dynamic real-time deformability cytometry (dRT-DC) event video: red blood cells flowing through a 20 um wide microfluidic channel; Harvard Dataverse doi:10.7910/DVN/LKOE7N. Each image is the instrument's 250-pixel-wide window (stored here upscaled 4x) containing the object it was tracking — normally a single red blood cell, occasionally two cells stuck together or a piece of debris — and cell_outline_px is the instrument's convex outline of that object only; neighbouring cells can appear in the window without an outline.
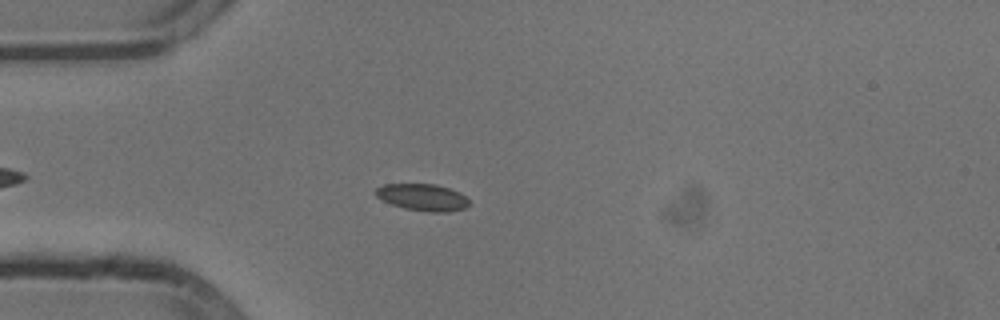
{"species": "common noctule bat (a hibernating species)", "species_latin": "Nyctalus noctula", "temperature_condition": "cold", "stored_images_in_passage": 43, "camera_frame_rate_fps": 3000, "um_per_image_px": 0.085, "animal": {"sex": "male", "body_mass_g": 13.3}, "frame": {"image": 1, "passage_image": 10, "time_ms": 3.0, "image_size_px": [1000, 320], "cell_outline_px": [[468, 204], [464, 208], [448, 212], [428, 212], [404, 208], [392, 204], [376, 196], [372, 192], [376, 188], [384, 184], [436, 184], [460, 192], [468, 200]], "centroid_in_image_um": [35.89, 16.76], "position_along_channel_um": 49.1, "area_um2": 14.57}}
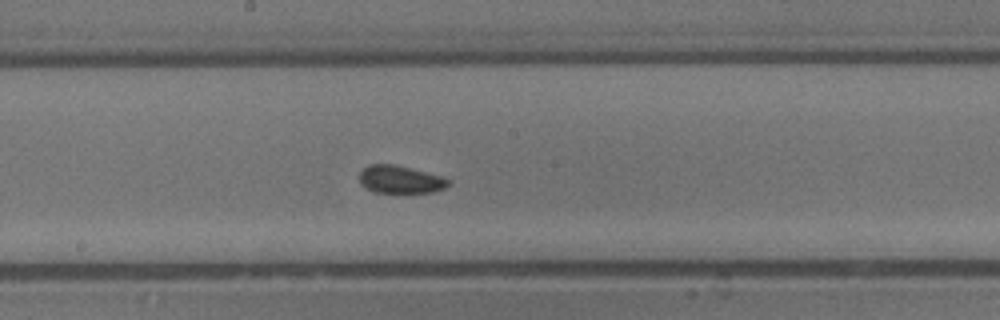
{"frame": {"image": 2, "passage_image": 24, "time_ms": 7.667, "image_size_px": [1000, 320], "cell_outline_px": [[448, 184], [444, 188], [436, 192], [408, 196], [372, 192], [364, 188], [360, 184], [360, 172], [368, 164], [396, 164], [444, 176], [448, 180]], "centroid_in_image_um": [34.03, 15.32], "position_along_channel_um": 214.2, "area_um2": 15.43}}
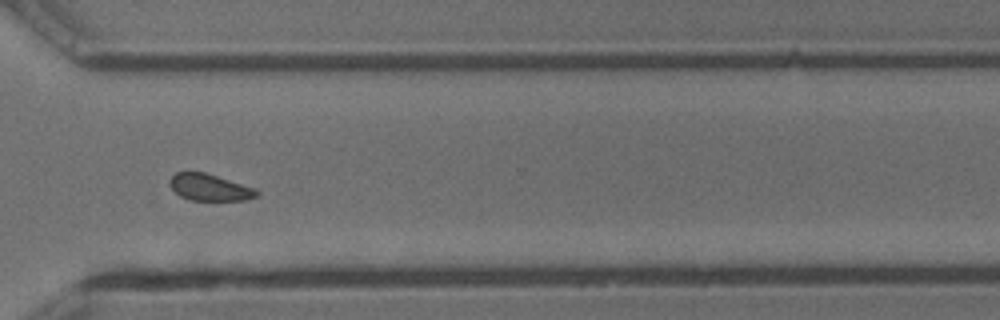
{"frame": {"image": 3, "passage_image": 35, "time_ms": 11.333, "image_size_px": [1000, 320], "cell_outline_px": [[260, 192], [256, 196], [244, 200], [188, 200], [180, 196], [168, 184], [168, 180], [176, 172], [204, 172], [256, 188]], "centroid_in_image_um": [17.8, 15.93], "position_along_channel_um": 352.8, "area_um2": 13.53}, "authors_computed_cell_mechanics": {"area_um2": 14.6812, "velocity_mm_per_s": 3.7988, "shape_relaxation_time_tau1_ms": null, "shape_relaxation_time_tau2_ms": 2.0187, "deformation_change_tau1": null, "deformation_change_tau2": 0.064}}